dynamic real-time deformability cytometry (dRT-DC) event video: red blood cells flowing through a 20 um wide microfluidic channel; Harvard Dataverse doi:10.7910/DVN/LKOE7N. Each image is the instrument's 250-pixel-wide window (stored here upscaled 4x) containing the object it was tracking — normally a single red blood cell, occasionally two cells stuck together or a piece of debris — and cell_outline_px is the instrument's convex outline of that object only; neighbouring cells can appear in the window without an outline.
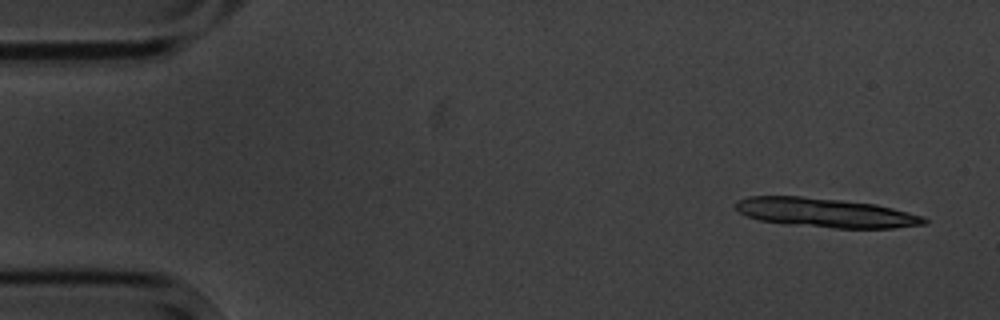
{"species": "common noctule bat (a hibernating species)", "species_latin": "Nyctalus noctula", "temperature_condition": "cold", "stored_images_in_passage": 5, "camera_frame_rate_fps": 3000, "um_per_image_px": 0.085, "animal": {"sex": "male", "body_mass_g": 20.1, "forearm_length_mm": 53.5}, "frame": {"image": 1, "passage_image": 1, "time_ms": 0.0, "image_size_px": [1000, 320], "cell_outline_px": [[928, 224], [892, 228], [832, 228], [788, 224], [760, 220], [748, 216], [740, 212], [736, 208], [736, 200], [748, 196], [800, 196], [840, 200], [876, 204], [908, 212], [920, 216], [928, 220]], "centroid_in_image_um": [70.17, 18.08], "position_along_channel_um": 14.8, "area_um2": 31.91}}
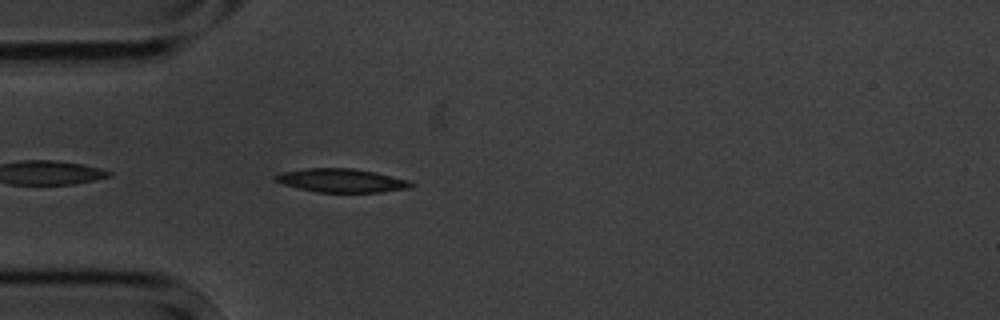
{"frame": {"image": 2, "passage_image": 5, "time_ms": 4.333, "image_size_px": [1000, 320], "cell_outline_px": [[416, 184], [408, 188], [380, 192], [316, 192], [284, 184], [272, 180], [272, 176], [284, 172], [308, 168], [352, 168], [372, 172], [408, 180]], "centroid_in_image_um": [28.99, 15.34], "position_along_channel_um": 56.0, "area_um2": 18.38}}